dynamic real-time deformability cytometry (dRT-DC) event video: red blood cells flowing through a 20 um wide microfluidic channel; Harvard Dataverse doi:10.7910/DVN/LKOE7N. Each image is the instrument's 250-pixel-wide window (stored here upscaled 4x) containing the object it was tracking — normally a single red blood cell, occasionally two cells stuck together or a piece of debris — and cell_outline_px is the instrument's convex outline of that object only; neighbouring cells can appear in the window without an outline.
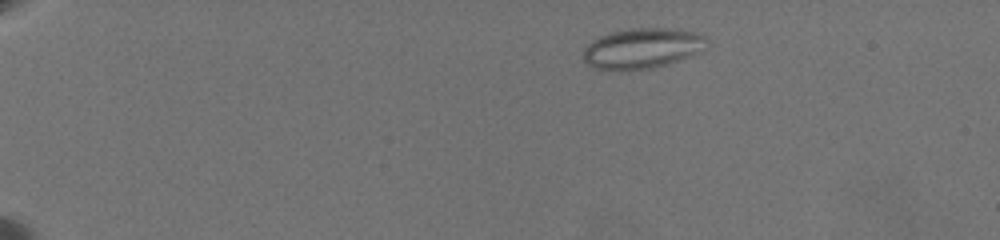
{"species": "common noctule bat (a hibernating species)", "species_latin": "Nyctalus noctula", "temperature_condition": "warm", "stored_images_in_passage": 45, "camera_frame_rate_fps": 3000, "um_per_image_px": 0.085, "animal": {"sex": "female", "body_mass_g": 19.5, "forearm_length_mm": 54.1}, "frame": {"image": 1, "passage_image": 17, "time_ms": 2.667, "image_size_px": [1000, 240], "cell_outline_px": [[704, 52], [668, 64], [652, 68], [620, 72], [596, 68], [588, 64], [584, 60], [584, 48], [592, 40], [600, 36], [612, 32], [628, 28], [676, 28], [696, 32], [704, 36]], "centroid_in_image_um": [54.59, 4.12], "position_along_channel_um": 30.4, "area_um2": 29.48}}